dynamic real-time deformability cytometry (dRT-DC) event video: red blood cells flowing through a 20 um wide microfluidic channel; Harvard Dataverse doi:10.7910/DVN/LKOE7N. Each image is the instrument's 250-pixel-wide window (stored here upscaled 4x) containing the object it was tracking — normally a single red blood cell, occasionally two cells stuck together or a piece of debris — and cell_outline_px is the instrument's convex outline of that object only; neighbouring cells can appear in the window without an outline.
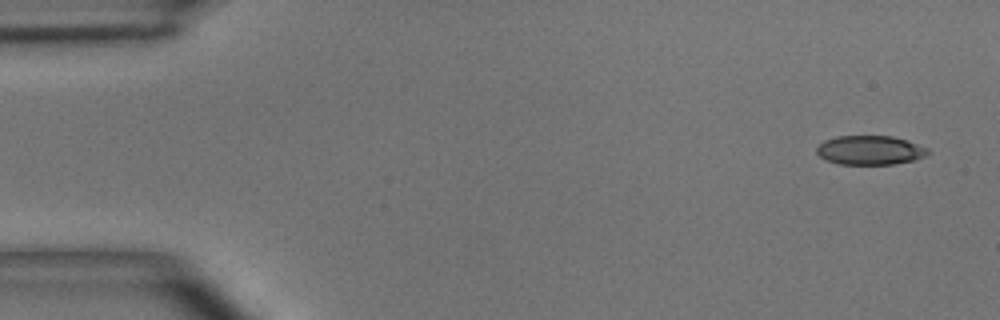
{"species": "common noctule bat (a hibernating species)", "species_latin": "Nyctalus noctula", "temperature_condition": "room temperature", "stored_images_in_passage": 6, "camera_frame_rate_fps": 3000, "um_per_image_px": 0.085, "animal": {"sex": "male", "body_mass_g": 15.6}, "frame": {"image": 1, "passage_image": 1, "time_ms": 0.0, "image_size_px": [1000, 320], "cell_outline_px": [[932, 152], [924, 156], [912, 160], [892, 164], [840, 164], [828, 160], [820, 156], [816, 152], [816, 148], [824, 140], [836, 136], [892, 136], [908, 140], [928, 148]], "centroid_in_image_um": [73.97, 12.75], "position_along_channel_um": 11.0, "area_um2": 18.84}}
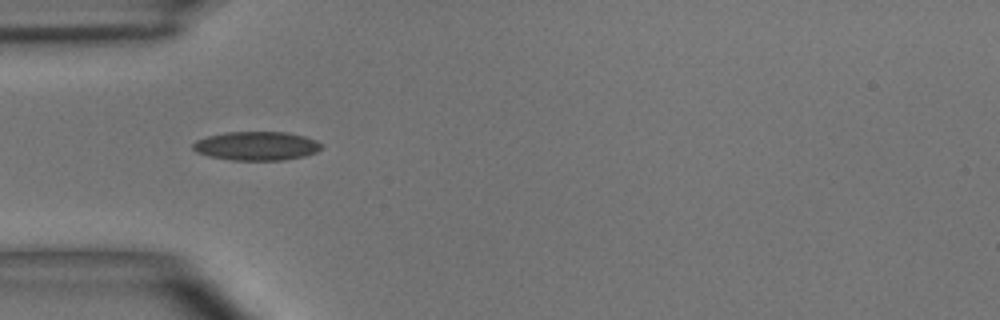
{"frame": {"image": 2, "passage_image": 4, "time_ms": 4.333, "image_size_px": [1000, 320], "cell_outline_px": [[324, 144], [316, 152], [304, 156], [284, 160], [232, 160], [208, 156], [196, 152], [192, 148], [192, 144], [196, 140], [208, 136], [224, 132], [288, 132], [304, 136], [316, 140]], "centroid_in_image_um": [21.8, 12.4], "position_along_channel_um": 63.2, "area_um2": 21.68}}
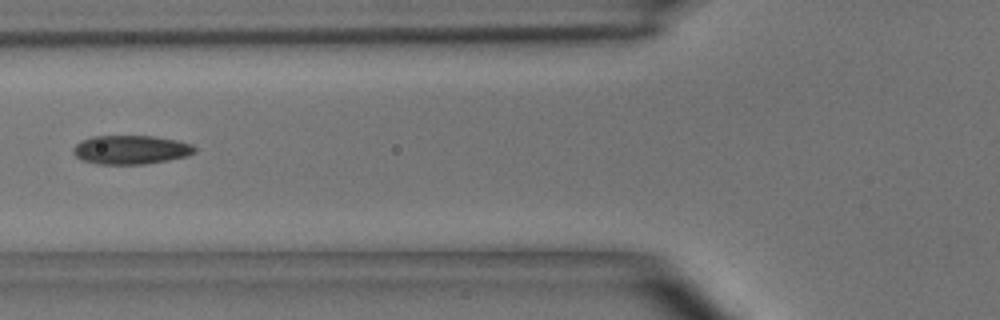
{"frame": {"image": 3, "passage_image": 5, "time_ms": 5.667, "image_size_px": [1000, 320], "cell_outline_px": [[196, 152], [188, 156], [168, 160], [144, 164], [96, 164], [84, 160], [76, 156], [72, 152], [72, 148], [80, 140], [92, 136], [152, 136], [176, 140], [192, 144], [196, 148]], "centroid_in_image_um": [11.12, 12.72], "position_along_channel_um": 114.7, "area_um2": 20.52}}